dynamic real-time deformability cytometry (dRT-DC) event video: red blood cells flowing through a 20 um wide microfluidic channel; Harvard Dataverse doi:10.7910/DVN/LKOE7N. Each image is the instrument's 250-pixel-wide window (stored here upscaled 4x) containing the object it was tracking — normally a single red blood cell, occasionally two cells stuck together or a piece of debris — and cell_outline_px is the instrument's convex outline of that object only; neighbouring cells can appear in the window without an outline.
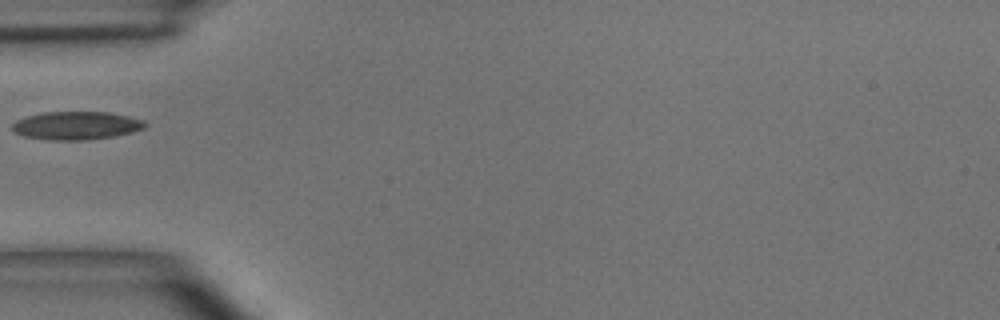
{"species": "common noctule bat (a hibernating species)", "species_latin": "Nyctalus noctula", "temperature_condition": "room temperature", "stored_images_in_passage": 1, "camera_frame_rate_fps": 3000, "um_per_image_px": 0.085, "animal": {"sex": "male", "body_mass_g": 15.6}, "frame": {"image": 1, "passage_image": 1, "time_ms": 0.0, "image_size_px": [1000, 320], "cell_outline_px": [[148, 124], [144, 128], [132, 132], [116, 136], [88, 140], [44, 140], [24, 136], [12, 132], [12, 124], [16, 120], [24, 116], [44, 112], [108, 112], [128, 116], [144, 120]], "centroid_in_image_um": [6.46, 10.68], "position_along_channel_um": 78.5, "area_um2": 22.14}}